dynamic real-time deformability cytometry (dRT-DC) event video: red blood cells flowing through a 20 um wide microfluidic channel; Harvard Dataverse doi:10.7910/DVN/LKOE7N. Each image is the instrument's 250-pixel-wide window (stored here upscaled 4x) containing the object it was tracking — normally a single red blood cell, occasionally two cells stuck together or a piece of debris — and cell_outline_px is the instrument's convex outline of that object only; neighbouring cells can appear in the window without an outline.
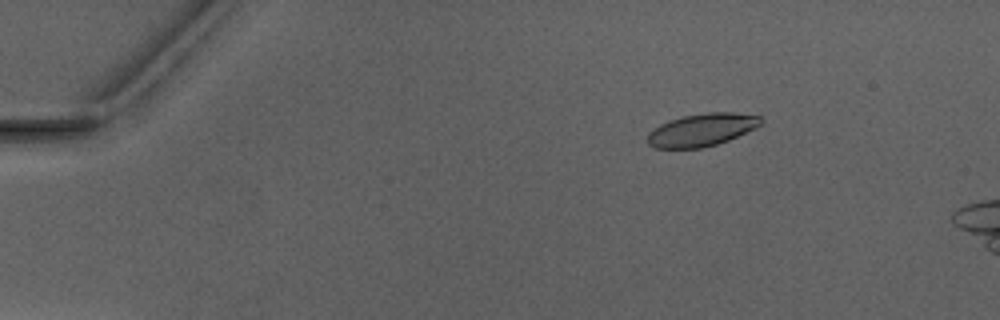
{"species": "Egyptian fruit bat (a non-hibernating species)", "species_latin": "Rousettus aegyptiacus", "temperature_condition": "warm", "stored_images_in_passage": 4, "camera_frame_rate_fps": 3000, "um_per_image_px": 0.085, "animal": {"sex": "male"}, "frame": {"image": 1, "passage_image": 2, "time_ms": 1.333, "image_size_px": [1000, 320], "cell_outline_px": [[764, 120], [756, 128], [728, 140], [716, 144], [700, 148], [656, 148], [648, 144], [648, 132], [660, 124], [668, 120], [680, 116], [708, 112], [736, 112], [760, 116]], "centroid_in_image_um": [59.65, 11.02], "position_along_channel_um": 25.3, "area_um2": 21.68}}